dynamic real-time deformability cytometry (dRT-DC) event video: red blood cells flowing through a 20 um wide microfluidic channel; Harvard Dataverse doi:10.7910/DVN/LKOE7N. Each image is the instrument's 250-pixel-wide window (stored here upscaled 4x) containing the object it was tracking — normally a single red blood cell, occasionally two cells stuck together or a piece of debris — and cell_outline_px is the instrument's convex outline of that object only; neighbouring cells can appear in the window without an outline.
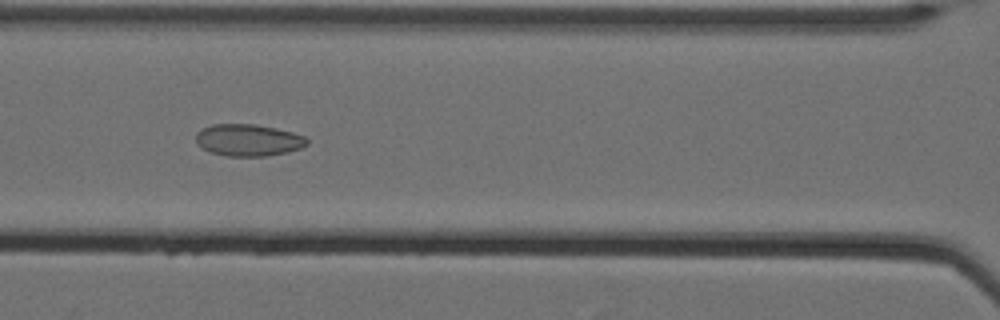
{"species": "Egyptian fruit bat (a non-hibernating species)", "species_latin": "Rousettus aegyptiacus", "temperature_condition": "cold", "stored_images_in_passage": 53, "camera_frame_rate_fps": 3000, "um_per_image_px": 0.085, "animal": {"sex": "female"}, "frame": {"image": 1, "passage_image": 23, "time_ms": 7.333, "image_size_px": [1000, 320], "cell_outline_px": [[308, 144], [300, 148], [288, 152], [264, 156], [228, 156], [212, 152], [196, 144], [196, 132], [200, 128], [212, 124], [256, 124], [276, 128], [292, 132], [304, 136], [308, 140]], "centroid_in_image_um": [21.09, 11.89], "position_along_channel_um": 145.5, "area_um2": 20.69}}
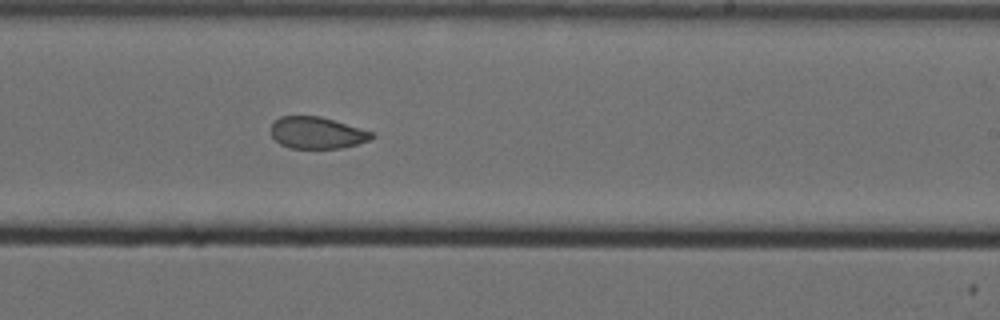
{"frame": {"image": 2, "passage_image": 33, "time_ms": 10.667, "image_size_px": [1000, 320], "cell_outline_px": [[376, 136], [368, 140], [356, 144], [340, 148], [288, 148], [280, 144], [272, 136], [272, 124], [280, 116], [320, 116], [372, 132]], "centroid_in_image_um": [26.92, 11.29], "position_along_channel_um": 262.1, "area_um2": 18.38}}
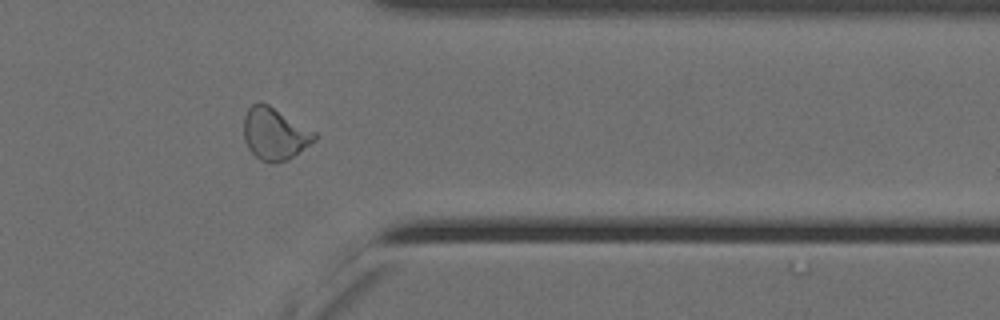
{"frame": {"image": 3, "passage_image": 44, "time_ms": 14.333, "image_size_px": [1000, 320], "cell_outline_px": [[316, 140], [288, 160], [272, 164], [260, 160], [248, 148], [244, 140], [244, 116], [248, 108], [252, 104], [260, 100], [268, 104], [316, 132]], "centroid_in_image_um": [23.33, 11.37], "position_along_channel_um": 388.1, "area_um2": 21.62}, "authors_computed_cell_mechanics": {"area_um2": 21.5594, "velocity_mm_per_s": 3.5027, "shape_relaxation_time_tau1_ms": null, "shape_relaxation_time_tau2_ms": 3.1857, "deformation_change_tau1": null, "deformation_change_tau2": 0.0689}}